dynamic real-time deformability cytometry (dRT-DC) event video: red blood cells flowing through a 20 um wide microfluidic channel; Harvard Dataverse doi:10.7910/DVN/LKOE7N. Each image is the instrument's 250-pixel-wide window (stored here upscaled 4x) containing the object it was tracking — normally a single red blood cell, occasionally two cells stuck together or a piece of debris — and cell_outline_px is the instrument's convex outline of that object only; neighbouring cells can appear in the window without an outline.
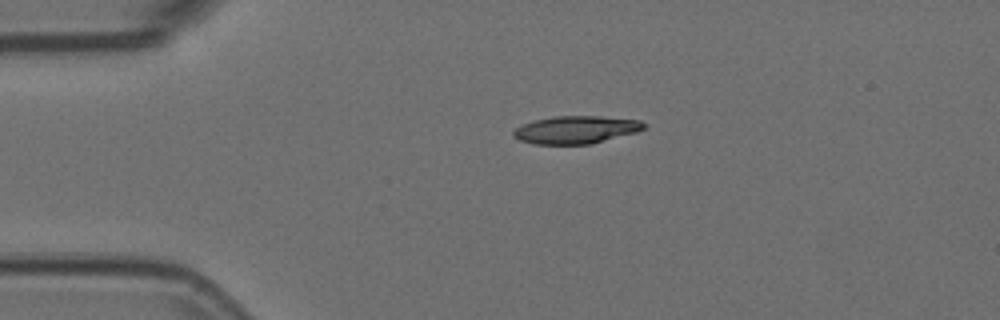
{"species": "Egyptian fruit bat (a non-hibernating species)", "species_latin": "Rousettus aegyptiacus", "temperature_condition": "room temperature", "stored_images_in_passage": 44, "camera_frame_rate_fps": 3000, "um_per_image_px": 0.085, "animal": {"sex": "female"}, "frame": {"image": 1, "passage_image": 1, "time_ms": 0.0, "image_size_px": [1000, 320], "cell_outline_px": [[648, 124], [644, 128], [636, 132], [592, 144], [536, 144], [520, 140], [512, 136], [512, 132], [516, 128], [524, 124], [536, 120], [552, 116], [600, 116], [640, 120]], "centroid_in_image_um": [48.98, 11.02], "position_along_channel_um": 36.0, "area_um2": 21.04}}
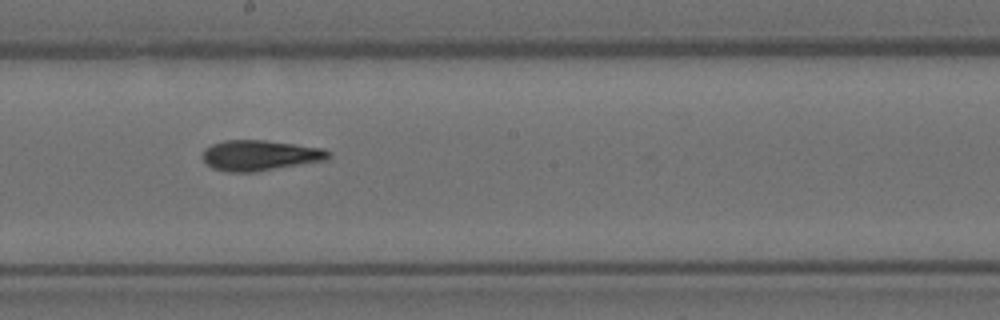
{"frame": {"image": 2, "passage_image": 19, "time_ms": 6.0, "image_size_px": [1000, 320], "cell_outline_px": [[332, 156], [328, 160], [256, 172], [224, 172], [212, 168], [200, 156], [204, 148], [212, 144], [224, 140], [264, 140], [324, 148]], "centroid_in_image_um": [22.08, 13.21], "position_along_channel_um": 226.1, "area_um2": 22.66}}
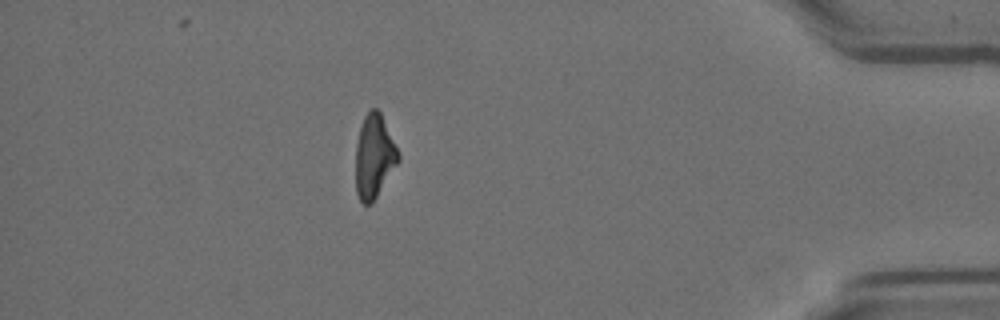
{"frame": {"image": 3, "passage_image": 37, "time_ms": 12.0, "image_size_px": [1000, 320], "cell_outline_px": [[400, 160], [372, 204], [364, 204], [360, 200], [356, 192], [356, 144], [360, 128], [364, 116], [372, 108], [376, 108], [380, 112], [400, 152]], "centroid_in_image_um": [31.82, 13.3], "position_along_channel_um": 403.4, "area_um2": 20.81}, "authors_computed_cell_mechanics": {"area_um2": 21.675, "velocity_mm_per_s": 3.7291, "shape_relaxation_time_tau1_ms": 8.0703, "shape_relaxation_time_tau2_ms": 3.848, "deformation_change_tau1": 0.2275, "deformation_change_tau2": 0.1308}}